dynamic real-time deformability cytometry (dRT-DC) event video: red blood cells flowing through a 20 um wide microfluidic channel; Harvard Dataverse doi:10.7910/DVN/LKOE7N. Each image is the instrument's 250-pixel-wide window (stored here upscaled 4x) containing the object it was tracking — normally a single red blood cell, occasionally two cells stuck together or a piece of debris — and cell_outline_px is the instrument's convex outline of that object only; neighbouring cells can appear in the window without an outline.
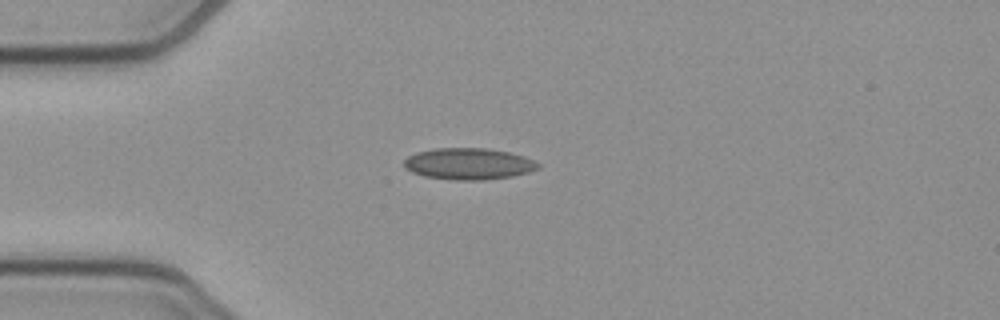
{"species": "common noctule bat (a hibernating species)", "species_latin": "Nyctalus noctula", "temperature_condition": "cold", "stored_images_in_passage": 40, "camera_frame_rate_fps": 3000, "um_per_image_px": 0.085, "animal": {"sex": "female", "body_mass_g": 21.9}, "frame": {"image": 1, "passage_image": 1, "time_ms": 0.0, "image_size_px": [1000, 320], "cell_outline_px": [[540, 168], [528, 172], [512, 176], [484, 180], [456, 180], [424, 176], [412, 172], [404, 168], [404, 160], [408, 156], [416, 152], [436, 148], [488, 148], [508, 152], [524, 156], [540, 164]], "centroid_in_image_um": [39.82, 13.92], "position_along_channel_um": 45.2, "area_um2": 24.62}}
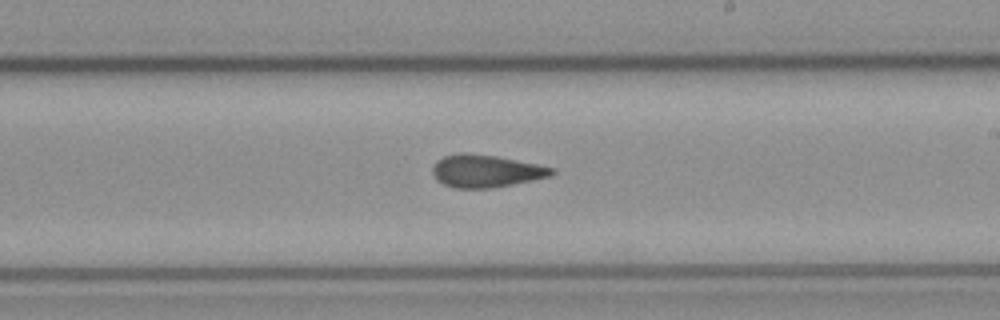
{"frame": {"image": 2, "passage_image": 18, "time_ms": 5.667, "image_size_px": [1000, 320], "cell_outline_px": [[556, 172], [552, 176], [492, 188], [452, 188], [436, 180], [432, 172], [432, 168], [436, 160], [444, 156], [460, 152], [464, 152], [496, 156], [556, 168]], "centroid_in_image_um": [41.28, 14.53], "position_along_channel_um": 247.7, "area_um2": 22.72}}
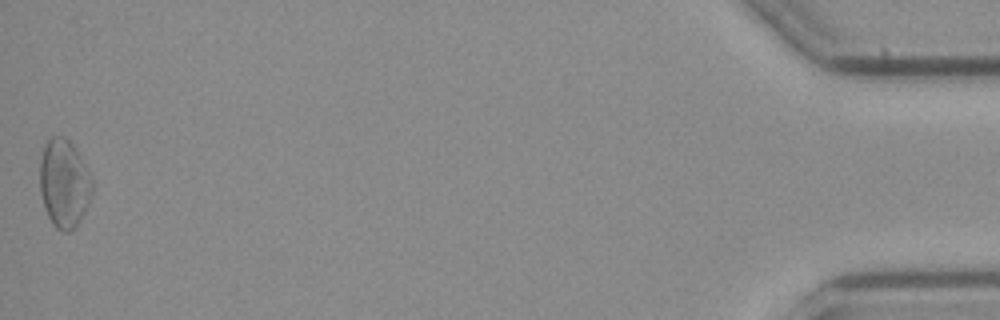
{"frame": {"image": 3, "passage_image": 40, "time_ms": 13.0, "image_size_px": [1000, 320], "cell_outline_px": [[92, 192], [88, 204], [76, 228], [68, 232], [60, 232], [52, 224], [44, 208], [40, 192], [40, 160], [44, 144], [52, 136], [64, 136], [72, 144], [80, 156], [92, 176]], "centroid_in_image_um": [5.44, 15.61], "position_along_channel_um": 429.8, "area_um2": 27.17}, "authors_computed_cell_mechanics": {"area_um2": 22.7732, "velocity_mm_per_s": 3.8698, "shape_relaxation_time_tau1_ms": null, "shape_relaxation_time_tau2_ms": 2.8434, "deformation_change_tau1": null, "deformation_change_tau2": 0.0849}}